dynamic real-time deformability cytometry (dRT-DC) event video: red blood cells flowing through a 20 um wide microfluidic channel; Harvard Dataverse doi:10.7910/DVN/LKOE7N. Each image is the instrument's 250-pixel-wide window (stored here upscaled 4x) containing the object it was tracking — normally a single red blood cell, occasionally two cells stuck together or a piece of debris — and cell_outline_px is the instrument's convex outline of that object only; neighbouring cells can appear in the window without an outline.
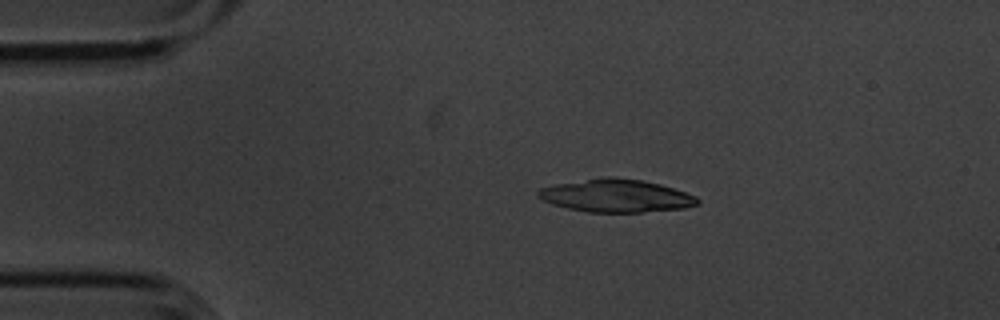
{"species": "common noctule bat (a hibernating species)", "species_latin": "Nyctalus noctula", "temperature_condition": "cold", "stored_images_in_passage": 3, "camera_frame_rate_fps": 3000, "um_per_image_px": 0.085, "animal": {"sex": "male", "body_mass_g": 20.1, "forearm_length_mm": 53.5}, "frame": {"image": 1, "passage_image": 2, "time_ms": 0.333, "image_size_px": [1000, 320], "cell_outline_px": [[700, 204], [684, 208], [640, 212], [588, 212], [568, 208], [552, 204], [536, 196], [536, 192], [540, 188], [552, 184], [608, 176], [640, 180], [660, 184], [696, 196], [700, 200]], "centroid_in_image_um": [52.34, 16.63], "position_along_channel_um": 32.7, "area_um2": 30.46}}